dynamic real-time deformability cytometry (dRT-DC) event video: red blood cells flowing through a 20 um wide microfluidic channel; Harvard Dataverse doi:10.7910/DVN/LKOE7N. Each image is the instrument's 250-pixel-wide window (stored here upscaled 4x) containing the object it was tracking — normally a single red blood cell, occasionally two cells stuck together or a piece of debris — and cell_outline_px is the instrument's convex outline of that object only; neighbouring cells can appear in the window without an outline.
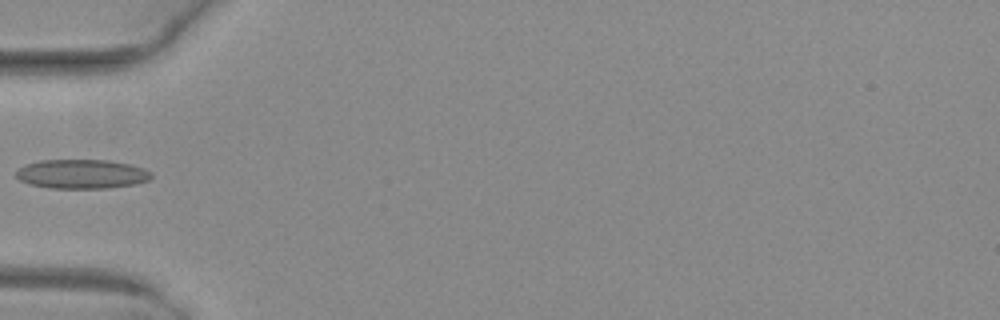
{"species": "common noctule bat (a hibernating species)", "species_latin": "Nyctalus noctula", "temperature_condition": "warm", "stored_images_in_passage": 34, "camera_frame_rate_fps": 3000, "um_per_image_px": 0.085, "animal": {"sex": "female", "body_mass_g": 29.2, "forearm_length_mm": 56.3}, "frame": {"image": 1, "passage_image": 1, "time_ms": 0.0, "image_size_px": [1000, 320], "cell_outline_px": [[152, 176], [148, 180], [136, 184], [104, 188], [52, 188], [32, 184], [20, 180], [16, 176], [16, 172], [20, 168], [28, 164], [40, 160], [108, 160], [132, 164], [144, 168], [152, 172]], "centroid_in_image_um": [7.0, 14.78], "position_along_channel_um": 78.0, "area_um2": 22.89}}
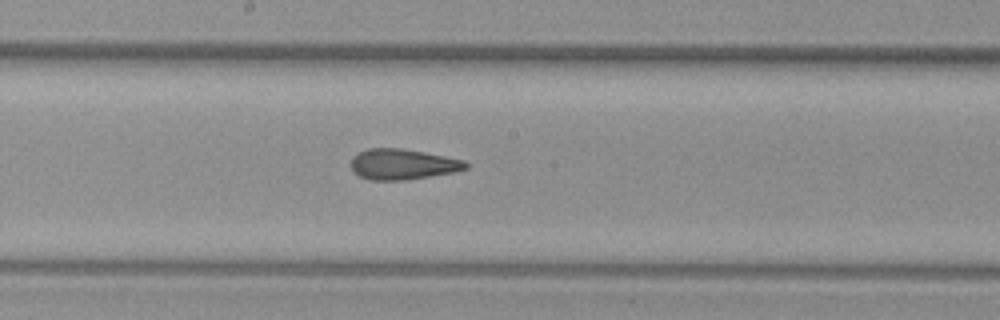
{"frame": {"image": 2, "passage_image": 11, "time_ms": 3.333, "image_size_px": [1000, 320], "cell_outline_px": [[468, 168], [452, 172], [408, 180], [372, 180], [360, 176], [352, 168], [352, 156], [368, 148], [400, 148], [424, 152], [464, 160], [468, 164]], "centroid_in_image_um": [34.23, 13.96], "position_along_channel_um": 214.0, "area_um2": 20.23}}
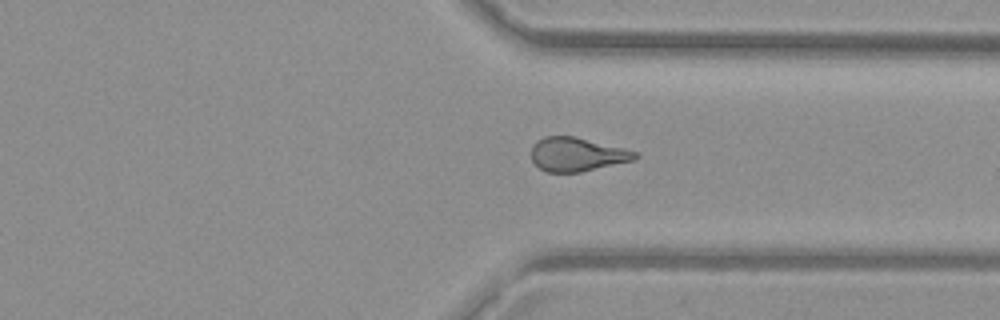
{"frame": {"image": 3, "passage_image": 22, "time_ms": 7.0, "image_size_px": [1000, 320], "cell_outline_px": [[640, 156], [636, 160], [580, 172], [544, 172], [532, 160], [532, 144], [536, 140], [544, 136], [572, 136], [624, 148], [640, 152]], "centroid_in_image_um": [49.07, 13.12], "position_along_channel_um": 362.3, "area_um2": 20.58}}